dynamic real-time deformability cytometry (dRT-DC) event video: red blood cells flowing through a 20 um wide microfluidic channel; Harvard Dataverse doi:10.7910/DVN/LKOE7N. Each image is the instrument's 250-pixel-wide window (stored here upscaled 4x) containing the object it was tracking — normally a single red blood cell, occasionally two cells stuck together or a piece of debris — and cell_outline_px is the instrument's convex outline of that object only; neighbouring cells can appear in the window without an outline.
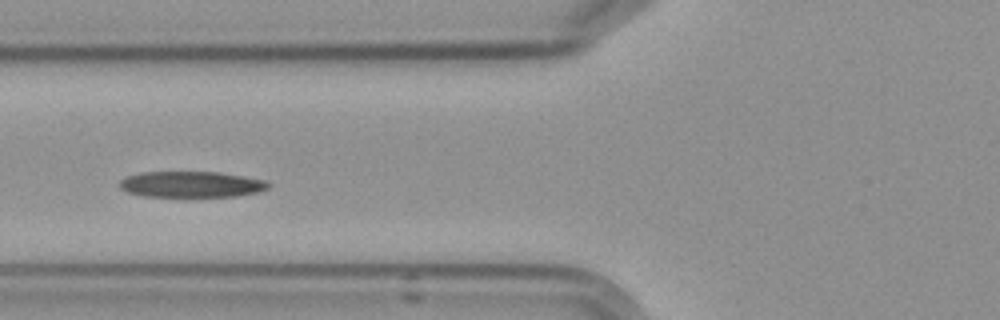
{"species": "Egyptian fruit bat (a non-hibernating species)", "species_latin": "Rousettus aegyptiacus", "temperature_condition": "cold", "stored_images_in_passage": 12, "camera_frame_rate_fps": 3000, "um_per_image_px": 0.085, "frame": {"image": 1, "passage_image": 3, "time_ms": 3.333, "image_size_px": [1000, 320], "cell_outline_px": [[272, 184], [268, 188], [260, 192], [236, 196], [184, 200], [144, 196], [128, 192], [120, 188], [116, 184], [124, 176], [140, 172], [220, 172], [244, 176], [264, 180]], "centroid_in_image_um": [16.22, 15.72], "position_along_channel_um": 109.6, "area_um2": 24.04}}
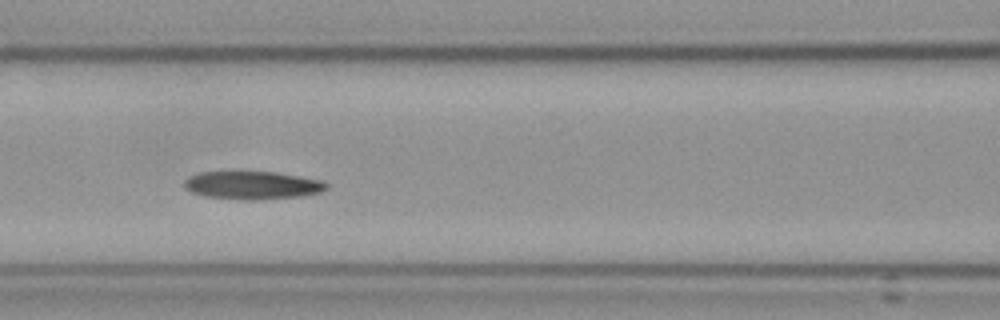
{"frame": {"image": 2, "passage_image": 4, "time_ms": 4.333, "image_size_px": [1000, 320], "cell_outline_px": [[328, 188], [320, 192], [300, 196], [248, 200], [240, 200], [204, 196], [192, 192], [184, 184], [184, 180], [188, 176], [200, 172], [276, 172], [324, 180], [328, 184]], "centroid_in_image_um": [21.48, 15.74], "position_along_channel_um": 145.1, "area_um2": 23.18}}
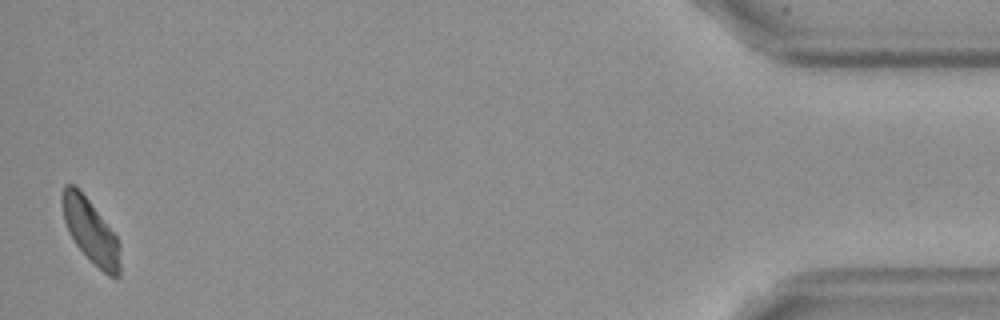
{"frame": {"image": 3, "passage_image": 12, "time_ms": 14.667, "image_size_px": [1000, 320], "cell_outline_px": [[120, 276], [108, 276], [76, 244], [68, 232], [64, 220], [60, 196], [64, 184], [72, 184], [88, 200], [116, 236], [120, 244]], "centroid_in_image_um": [7.69, 19.63], "position_along_channel_um": 427.5, "area_um2": 20.98}, "authors_computed_cell_mechanics": {"area_um2": 23.2356, "velocity_mm_per_s": 3.5291, "shape_relaxation_time_tau1_ms": 4.1239, "shape_relaxation_time_tau2_ms": 3.7294, "deformation_change_tau1": 0.104, "deformation_change_tau2": 0.0959}}